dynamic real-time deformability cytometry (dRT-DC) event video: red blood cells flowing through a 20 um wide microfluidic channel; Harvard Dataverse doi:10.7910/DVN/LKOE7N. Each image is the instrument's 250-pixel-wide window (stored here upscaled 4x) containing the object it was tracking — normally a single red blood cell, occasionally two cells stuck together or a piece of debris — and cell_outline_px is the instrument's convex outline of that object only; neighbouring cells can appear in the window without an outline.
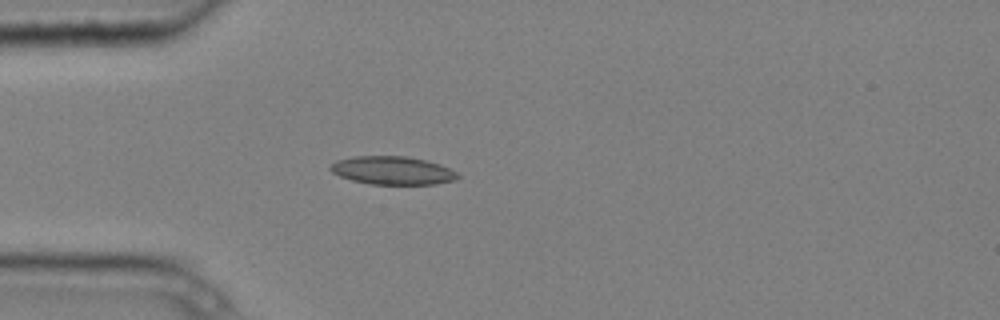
{"species": "common noctule bat (a hibernating species)", "species_latin": "Nyctalus noctula", "temperature_condition": "cold", "stored_images_in_passage": 5, "camera_frame_rate_fps": 3000, "um_per_image_px": 0.085, "animal": {"sex": "male", "body_mass_g": 20.4}, "frame": {"image": 1, "passage_image": 5, "time_ms": 1.333, "image_size_px": [1000, 320], "cell_outline_px": [[460, 176], [456, 180], [436, 184], [372, 184], [352, 180], [340, 176], [332, 172], [328, 168], [336, 160], [352, 156], [408, 156], [440, 164], [456, 172]], "centroid_in_image_um": [33.36, 14.48], "position_along_channel_um": 51.6, "area_um2": 20.92}}